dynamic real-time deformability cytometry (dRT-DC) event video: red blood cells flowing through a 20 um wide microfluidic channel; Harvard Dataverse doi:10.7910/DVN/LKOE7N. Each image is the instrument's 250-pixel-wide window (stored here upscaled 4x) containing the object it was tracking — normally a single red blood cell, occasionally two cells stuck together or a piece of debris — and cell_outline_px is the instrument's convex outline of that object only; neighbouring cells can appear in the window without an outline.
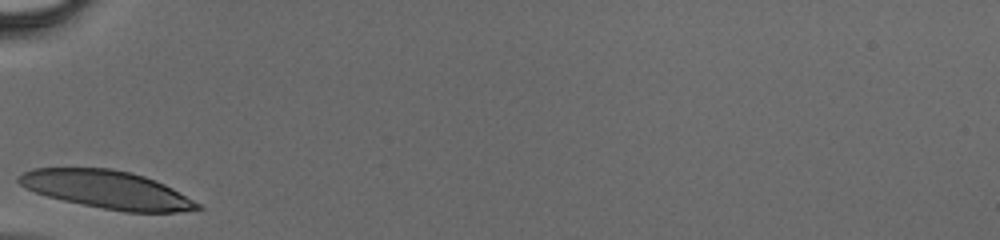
{"species": "human", "species_latin": "Homo sapiens", "temperature_condition": "cold", "stored_images_in_passage": 23, "camera_frame_rate_fps": 3000, "um_per_image_px": 0.085, "donor": {"sex": "male"}, "frame": {"image": 1, "passage_image": 1, "time_ms": 0.0, "image_size_px": [1000, 240], "cell_outline_px": [[204, 208], [176, 212], [124, 212], [64, 200], [48, 196], [24, 188], [16, 180], [16, 176], [32, 168], [108, 168], [128, 172], [144, 176], [156, 180], [172, 188], [200, 204]], "centroid_in_image_um": [9.07, 16.11], "position_along_channel_um": 75.9, "area_um2": 39.13}}
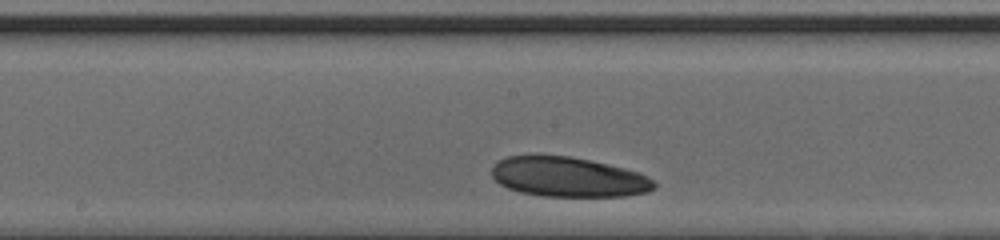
{"frame": {"image": 2, "passage_image": 10, "time_ms": 3.0, "image_size_px": [1000, 240], "cell_outline_px": [[656, 188], [648, 192], [624, 196], [544, 196], [520, 192], [508, 188], [500, 184], [492, 176], [492, 164], [508, 156], [572, 156], [624, 168], [636, 172], [652, 180], [656, 184]], "centroid_in_image_um": [48.29, 15.05], "position_along_channel_um": 199.9, "area_um2": 37.34}}
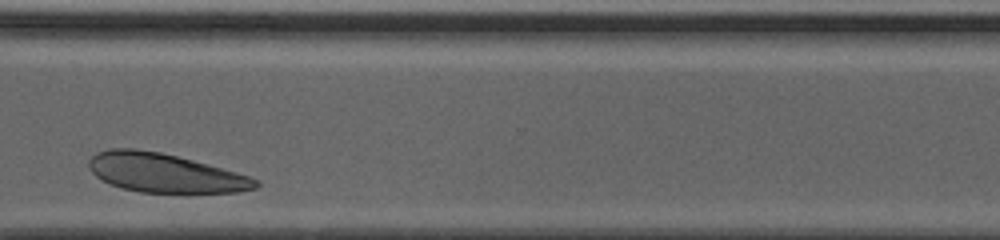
{"frame": {"image": 3, "passage_image": 21, "time_ms": 6.667, "image_size_px": [1000, 240], "cell_outline_px": [[260, 184], [256, 188], [236, 192], [140, 192], [120, 188], [96, 176], [88, 168], [88, 160], [96, 152], [112, 148], [136, 148], [160, 152], [192, 160], [236, 172], [248, 176], [256, 180]], "centroid_in_image_um": [13.95, 14.69], "position_along_channel_um": 356.6, "area_um2": 37.45}}